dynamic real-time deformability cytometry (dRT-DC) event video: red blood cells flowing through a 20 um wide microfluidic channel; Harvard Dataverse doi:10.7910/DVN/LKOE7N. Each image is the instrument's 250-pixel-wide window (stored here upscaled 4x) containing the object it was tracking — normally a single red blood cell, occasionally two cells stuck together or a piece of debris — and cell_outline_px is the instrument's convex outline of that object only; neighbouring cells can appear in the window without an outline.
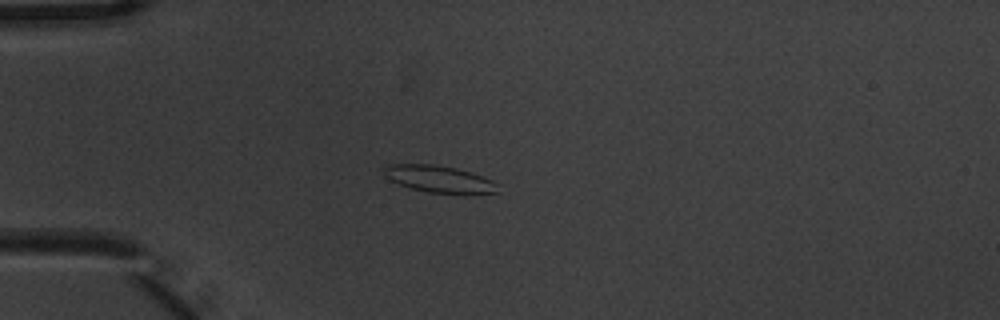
{"species": "common noctule bat (a hibernating species)", "species_latin": "Nyctalus noctula", "temperature_condition": "warm", "stored_images_in_passage": 9, "camera_frame_rate_fps": 3000, "um_per_image_px": 0.085, "animal": {"sex": "male", "body_mass_g": 20.1, "forearm_length_mm": 53.5}, "frame": {"image": 1, "passage_image": 4, "time_ms": 1.0, "image_size_px": [1000, 320], "cell_outline_px": [[500, 192], [464, 196], [428, 192], [396, 184], [388, 180], [384, 176], [384, 164], [432, 164], [456, 168], [472, 172], [492, 180], [500, 184]], "centroid_in_image_um": [37.4, 15.26], "position_along_channel_um": 47.6, "area_um2": 18.79}}
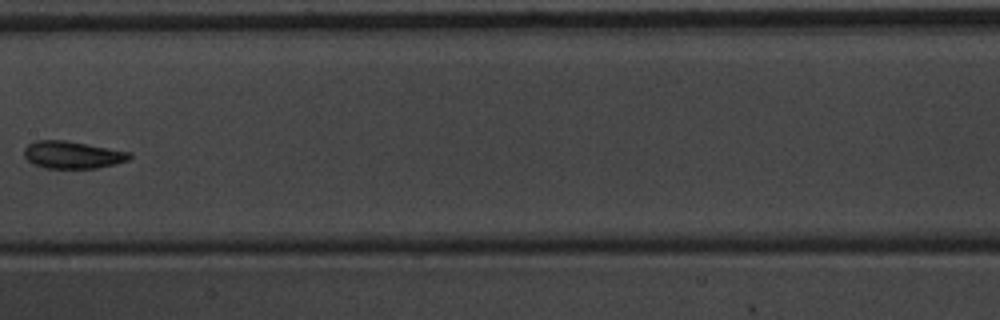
{"frame": {"image": 2, "passage_image": 8, "time_ms": 2.333, "image_size_px": [1000, 320], "cell_outline_px": [[132, 156], [128, 160], [116, 164], [96, 168], [44, 168], [32, 164], [24, 156], [24, 148], [28, 144], [36, 140], [64, 140], [88, 144], [132, 152]], "centroid_in_image_um": [6.16, 13.16], "position_along_channel_um": 201.2, "area_um2": 16.94}}
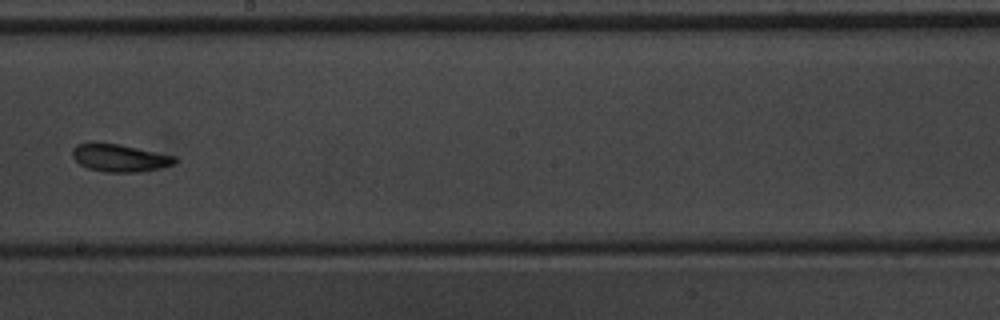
{"frame": {"image": 3, "passage_image": 9, "time_ms": 2.667, "image_size_px": [1000, 320], "cell_outline_px": [[176, 164], [160, 168], [140, 172], [104, 172], [88, 168], [80, 164], [72, 156], [72, 148], [76, 144], [92, 140], [120, 144], [176, 156]], "centroid_in_image_um": [10.14, 13.39], "position_along_channel_um": 238.1, "area_um2": 16.94}}